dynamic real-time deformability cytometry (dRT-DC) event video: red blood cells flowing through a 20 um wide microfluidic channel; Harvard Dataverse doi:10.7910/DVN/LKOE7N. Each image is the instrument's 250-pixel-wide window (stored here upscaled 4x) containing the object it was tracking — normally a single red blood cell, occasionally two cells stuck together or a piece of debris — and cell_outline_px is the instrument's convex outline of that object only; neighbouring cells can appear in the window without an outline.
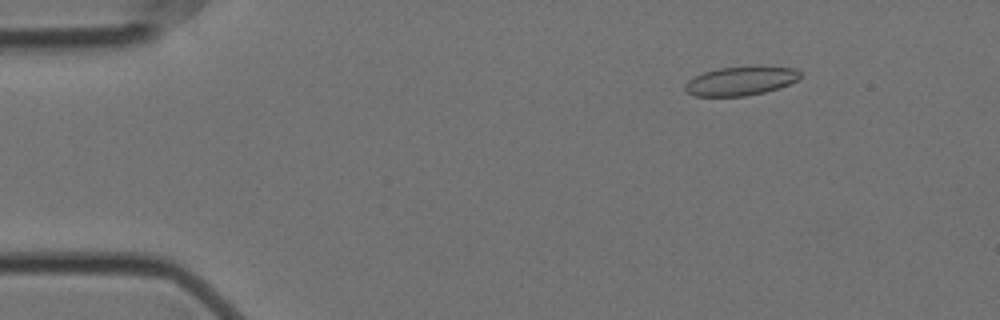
{"species": "Egyptian fruit bat (a non-hibernating species)", "species_latin": "Rousettus aegyptiacus", "temperature_condition": "cold", "stored_images_in_passage": 21, "camera_frame_rate_fps": 3000, "um_per_image_px": 0.085, "animal": {"sex": "female"}, "frame": {"image": 1, "passage_image": 8, "time_ms": 2.333, "image_size_px": [1000, 320], "cell_outline_px": [[800, 76], [796, 80], [780, 88], [764, 92], [744, 96], [696, 96], [688, 92], [684, 88], [684, 84], [688, 80], [704, 72], [720, 68], [752, 64], [756, 64], [796, 68], [800, 72]], "centroid_in_image_um": [63.0, 6.84], "position_along_channel_um": 22.0, "area_um2": 19.83}}
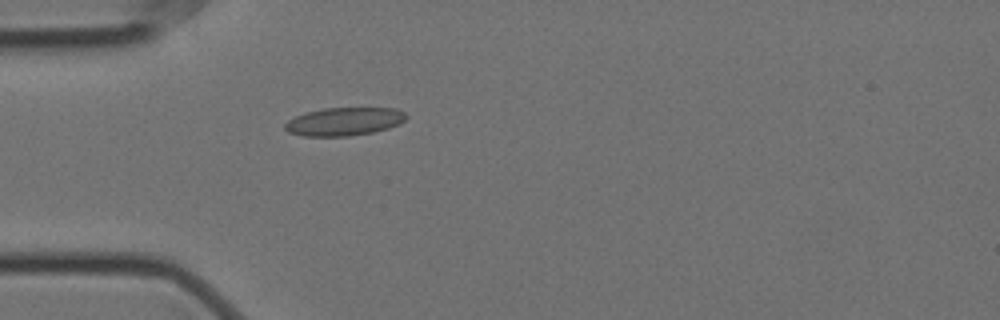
{"frame": {"image": 2, "passage_image": 17, "time_ms": 5.333, "image_size_px": [1000, 320], "cell_outline_px": [[408, 116], [400, 124], [388, 128], [372, 132], [348, 136], [304, 136], [288, 132], [284, 128], [284, 124], [288, 120], [304, 112], [324, 108], [396, 108], [404, 112]], "centroid_in_image_um": [29.25, 10.32], "position_along_channel_um": 55.8, "area_um2": 19.94}}